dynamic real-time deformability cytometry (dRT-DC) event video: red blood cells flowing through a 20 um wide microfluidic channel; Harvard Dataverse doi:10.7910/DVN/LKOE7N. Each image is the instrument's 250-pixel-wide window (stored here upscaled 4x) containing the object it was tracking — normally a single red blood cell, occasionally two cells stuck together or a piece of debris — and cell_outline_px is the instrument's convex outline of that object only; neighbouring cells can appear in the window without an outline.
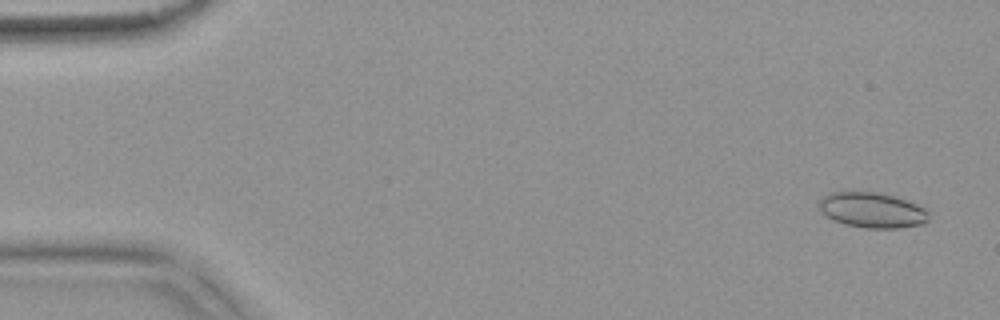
{"species": "common noctule bat (a hibernating species)", "species_latin": "Nyctalus noctula", "temperature_condition": "warm", "stored_images_in_passage": 6, "camera_frame_rate_fps": 3000, "um_per_image_px": 0.085, "animal": {"sex": "female", "body_mass_g": 18.4}, "frame": {"image": 1, "passage_image": 3, "time_ms": 0.667, "image_size_px": [1000, 320], "cell_outline_px": [[928, 220], [920, 224], [900, 228], [864, 228], [844, 224], [832, 220], [820, 212], [816, 204], [820, 196], [828, 192], [876, 192], [892, 196], [916, 204], [924, 208], [928, 212]], "centroid_in_image_um": [74.02, 17.86], "position_along_channel_um": 11.0, "area_um2": 22.77}}